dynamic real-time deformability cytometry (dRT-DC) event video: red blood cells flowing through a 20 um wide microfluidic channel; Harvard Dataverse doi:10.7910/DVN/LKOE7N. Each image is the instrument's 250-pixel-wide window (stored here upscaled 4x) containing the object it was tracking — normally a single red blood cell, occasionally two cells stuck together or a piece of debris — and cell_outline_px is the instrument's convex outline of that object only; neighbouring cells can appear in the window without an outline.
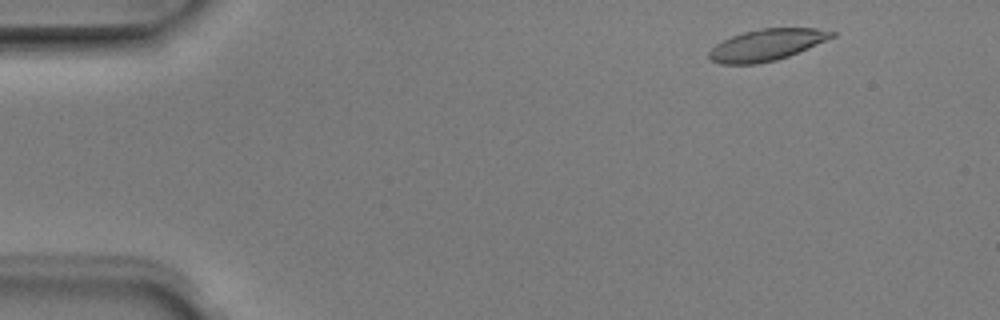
{"species": "Egyptian fruit bat (a non-hibernating species)", "species_latin": "Rousettus aegyptiacus", "temperature_condition": "room temperature", "stored_images_in_passage": 6, "camera_frame_rate_fps": 3000, "um_per_image_px": 0.085, "animal": {"sex": "male"}, "frame": {"image": 1, "passage_image": 1, "time_ms": 0.0, "image_size_px": [1000, 320], "cell_outline_px": [[836, 36], [808, 48], [788, 56], [776, 60], [756, 64], [720, 64], [712, 60], [708, 56], [708, 52], [716, 44], [732, 36], [744, 32], [760, 28], [816, 28], [836, 32]], "centroid_in_image_um": [65.17, 3.81], "position_along_channel_um": 19.8, "area_um2": 22.43}}
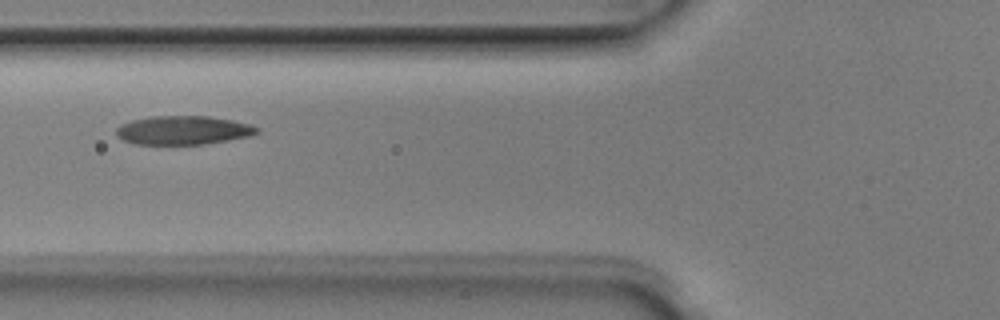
{"frame": {"image": 2, "passage_image": 5, "time_ms": 1.333, "image_size_px": [1000, 320], "cell_outline_px": [[260, 132], [252, 136], [204, 144], [132, 144], [116, 136], [116, 128], [120, 124], [132, 120], [152, 116], [208, 116], [232, 120], [252, 124], [260, 128]], "centroid_in_image_um": [15.6, 11.07], "position_along_channel_um": 110.2, "area_um2": 23.81}}
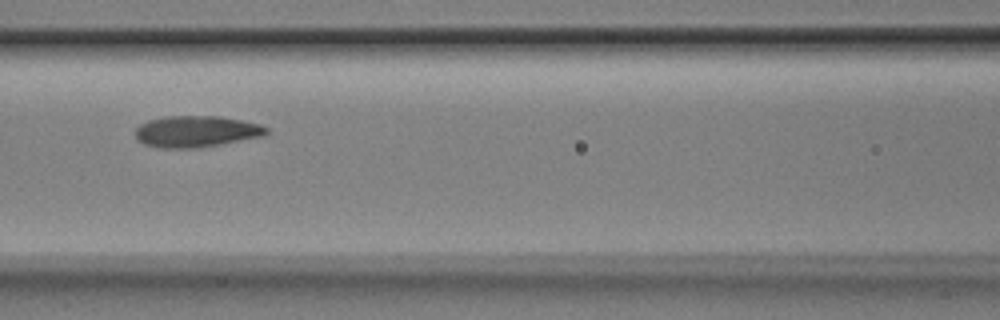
{"frame": {"image": 3, "passage_image": 6, "time_ms": 1.667, "image_size_px": [1000, 320], "cell_outline_px": [[268, 132], [264, 136], [200, 148], [160, 148], [144, 144], [136, 140], [136, 128], [140, 124], [148, 120], [168, 116], [220, 116], [260, 124], [268, 128]], "centroid_in_image_um": [16.68, 11.18], "position_along_channel_um": 149.9, "area_um2": 24.1}}